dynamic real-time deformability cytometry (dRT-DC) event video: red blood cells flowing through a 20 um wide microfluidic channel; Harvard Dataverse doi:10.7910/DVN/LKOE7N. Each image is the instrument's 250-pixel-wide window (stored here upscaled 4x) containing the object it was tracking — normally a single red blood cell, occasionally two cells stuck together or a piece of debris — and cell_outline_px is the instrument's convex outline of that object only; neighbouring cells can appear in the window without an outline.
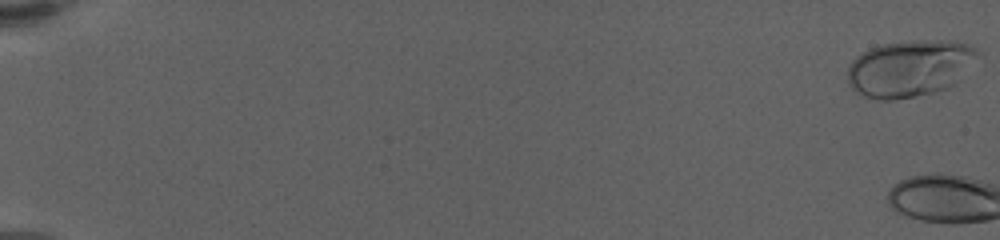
{"species": "human", "species_latin": "Homo sapiens", "temperature_condition": "warm", "stored_images_in_passage": 4, "camera_frame_rate_fps": 3000, "um_per_image_px": 0.085, "donor": {"sex": "female"}, "frame": {"image": 1, "passage_image": 1, "time_ms": 0.0, "image_size_px": [1000, 240], "cell_outline_px": [[984, 56], [956, 84], [948, 88], [932, 92], [896, 100], [880, 100], [864, 96], [852, 88], [848, 84], [848, 64], [856, 56], [880, 44], [916, 40], [956, 40], [968, 44], [976, 48]], "centroid_in_image_um": [77.43, 5.79], "position_along_channel_um": 7.6, "area_um2": 43.93}}